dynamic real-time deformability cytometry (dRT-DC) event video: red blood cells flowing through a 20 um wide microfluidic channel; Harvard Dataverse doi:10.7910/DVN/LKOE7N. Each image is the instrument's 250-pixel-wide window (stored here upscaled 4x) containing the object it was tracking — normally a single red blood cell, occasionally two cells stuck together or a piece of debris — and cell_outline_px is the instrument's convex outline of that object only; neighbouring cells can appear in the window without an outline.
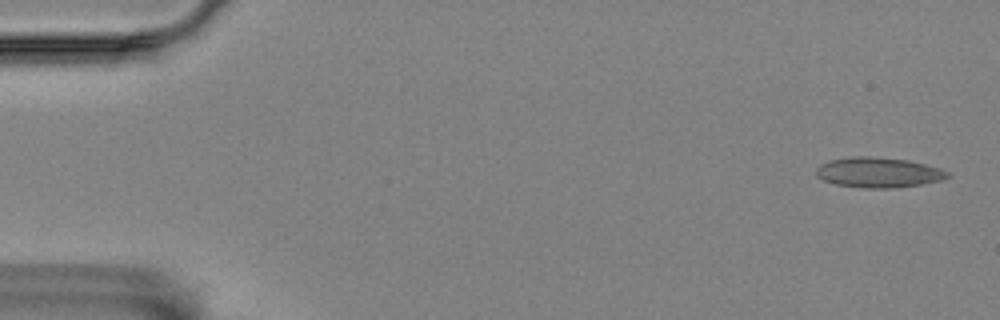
{"species": "Egyptian fruit bat (a non-hibernating species)", "species_latin": "Rousettus aegyptiacus", "temperature_condition": "room temperature", "stored_images_in_passage": 5, "camera_frame_rate_fps": 3000, "um_per_image_px": 0.085, "animal": {"sex": "female"}, "frame": {"image": 1, "passage_image": 1, "time_ms": 0.0, "image_size_px": [1000, 320], "cell_outline_px": [[952, 176], [940, 180], [920, 184], [896, 188], [864, 188], [836, 184], [824, 180], [816, 176], [816, 168], [820, 164], [828, 160], [852, 156], [876, 156], [908, 160], [940, 168], [948, 172]], "centroid_in_image_um": [74.65, 14.65], "position_along_channel_um": 10.4, "area_um2": 23.24}}
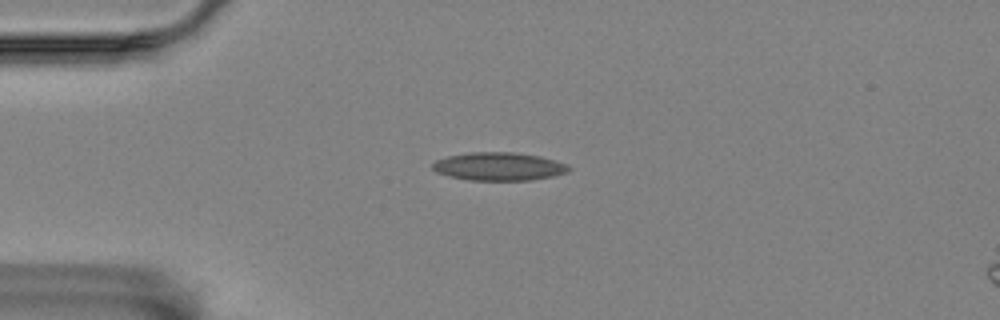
{"frame": {"image": 2, "passage_image": 4, "time_ms": 1.0, "image_size_px": [1000, 320], "cell_outline_px": [[572, 168], [568, 172], [552, 176], [532, 180], [468, 180], [448, 176], [436, 172], [432, 168], [432, 164], [436, 160], [448, 156], [468, 152], [512, 152], [540, 156], [556, 160], [568, 164]], "centroid_in_image_um": [42.42, 14.15], "position_along_channel_um": 42.6, "area_um2": 22.48}}